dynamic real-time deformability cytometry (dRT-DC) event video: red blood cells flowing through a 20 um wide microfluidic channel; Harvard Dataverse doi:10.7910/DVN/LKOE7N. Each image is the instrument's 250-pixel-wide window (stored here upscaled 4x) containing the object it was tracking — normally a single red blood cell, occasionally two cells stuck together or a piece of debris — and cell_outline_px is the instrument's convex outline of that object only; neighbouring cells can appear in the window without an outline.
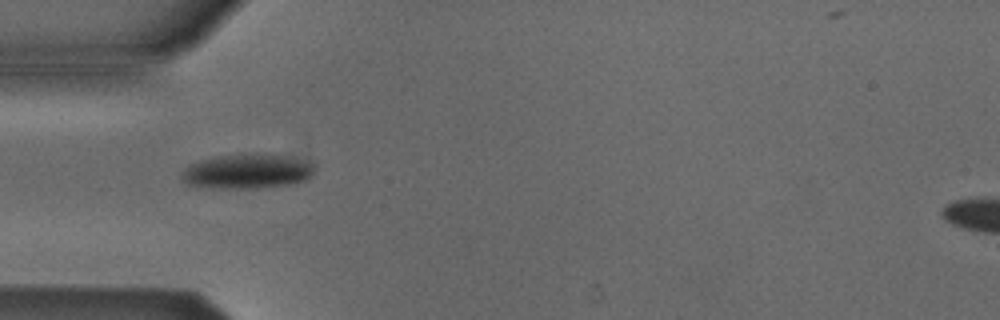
{"species": "Egyptian fruit bat (a non-hibernating species)", "species_latin": "Rousettus aegyptiacus", "temperature_condition": "cold", "stored_images_in_passage": 4, "camera_frame_rate_fps": 3000, "um_per_image_px": 0.085, "animal": {"sex": "male"}, "frame": {"image": 1, "passage_image": 4, "time_ms": 1.0, "image_size_px": [1000, 320], "cell_outline_px": [[316, 168], [304, 180], [288, 184], [252, 188], [208, 188], [188, 184], [180, 176], [184, 168], [200, 160], [220, 156], [280, 156], [300, 160], [316, 164]], "centroid_in_image_um": [20.95, 14.6], "position_along_channel_um": 64.1, "area_um2": 25.61}}